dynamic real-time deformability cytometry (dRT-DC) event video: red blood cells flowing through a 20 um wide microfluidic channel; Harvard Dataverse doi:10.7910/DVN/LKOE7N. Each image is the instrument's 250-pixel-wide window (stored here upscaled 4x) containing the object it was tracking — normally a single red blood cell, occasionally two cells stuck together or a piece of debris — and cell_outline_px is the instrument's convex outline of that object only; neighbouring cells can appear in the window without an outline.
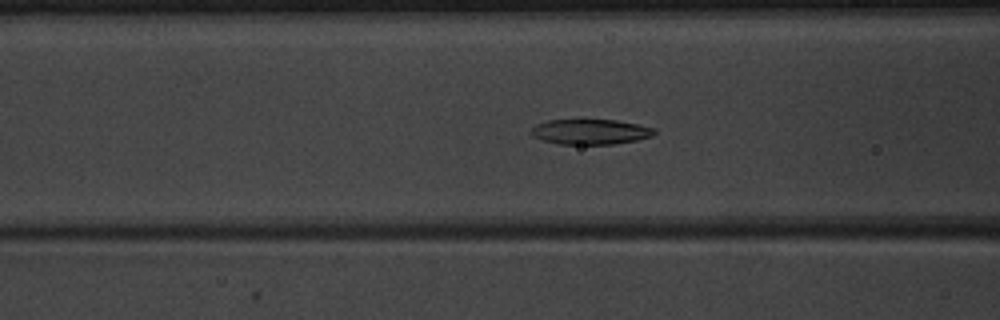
{"species": "common noctule bat (a hibernating species)", "species_latin": "Nyctalus noctula", "temperature_condition": "warm", "stored_images_in_passage": 51, "camera_frame_rate_fps": 3000, "um_per_image_px": 0.085, "animal": {"sex": "male", "body_mass_g": 20.1, "forearm_length_mm": 53.5}, "frame": {"image": 1, "passage_image": 21, "time_ms": 6.667, "image_size_px": [1000, 320], "cell_outline_px": [[656, 132], [652, 136], [636, 140], [612, 144], [560, 144], [544, 140], [532, 136], [532, 128], [536, 124], [548, 120], [616, 120], [656, 128]], "centroid_in_image_um": [50.2, 11.2], "position_along_channel_um": 116.4, "area_um2": 17.92}}
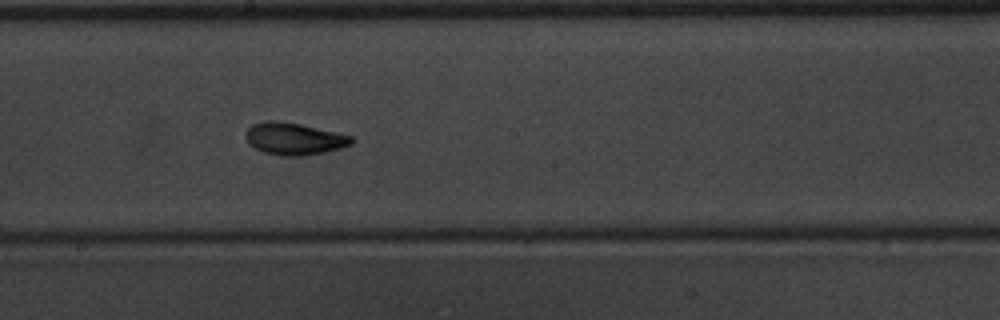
{"frame": {"image": 2, "passage_image": 29, "time_ms": 9.333, "image_size_px": [1000, 320], "cell_outline_px": [[356, 140], [352, 144], [340, 148], [324, 152], [304, 156], [280, 156], [264, 152], [248, 144], [244, 136], [248, 128], [252, 124], [268, 120], [276, 120], [300, 124], [336, 132], [352, 136]], "centroid_in_image_um": [24.99, 11.8], "position_along_channel_um": 223.2, "area_um2": 19.94}}
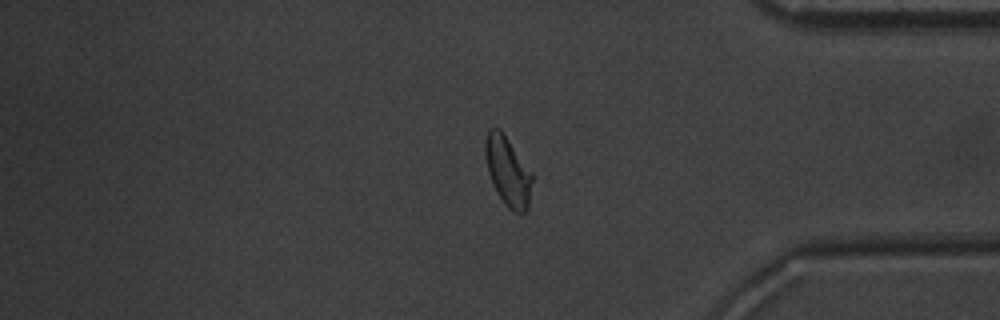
{"frame": {"image": 3, "passage_image": 43, "time_ms": 14.0, "image_size_px": [1000, 320], "cell_outline_px": [[536, 176], [528, 208], [524, 212], [516, 212], [508, 208], [504, 204], [496, 192], [488, 172], [484, 152], [484, 140], [488, 128], [492, 124], [500, 128], [504, 132]], "centroid_in_image_um": [43.19, 14.5], "position_along_channel_um": 392.0, "area_um2": 20.0}, "authors_computed_cell_mechanics": {"area_um2": 19.363, "velocity_mm_per_s": 3.9959, "shape_relaxation_time_tau1_ms": 4.3758, "shape_relaxation_time_tau2_ms": 1.9264, "deformation_change_tau1": 0.1726, "deformation_change_tau2": 0.0742}}